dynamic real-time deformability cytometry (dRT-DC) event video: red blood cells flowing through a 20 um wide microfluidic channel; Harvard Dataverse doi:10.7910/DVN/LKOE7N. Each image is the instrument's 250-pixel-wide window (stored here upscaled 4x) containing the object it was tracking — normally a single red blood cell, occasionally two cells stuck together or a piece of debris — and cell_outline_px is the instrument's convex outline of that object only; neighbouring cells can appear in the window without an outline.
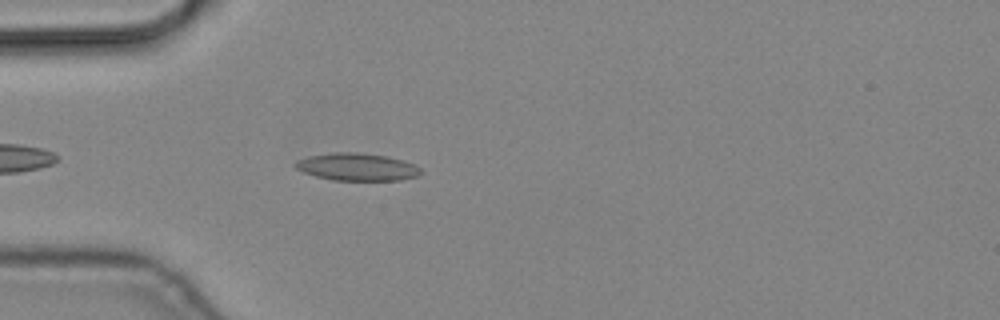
{"species": "common noctule bat (a hibernating species)", "species_latin": "Nyctalus noctula", "temperature_condition": "cold", "stored_images_in_passage": 5, "camera_frame_rate_fps": 3000, "um_per_image_px": 0.085, "animal": {"sex": "male", "body_mass_g": 19.2, "forearm_length_mm": 51.8}, "frame": {"image": 1, "passage_image": 5, "time_ms": 1.333, "image_size_px": [1000, 320], "cell_outline_px": [[420, 172], [416, 176], [400, 180], [332, 180], [316, 176], [304, 172], [296, 168], [292, 164], [296, 160], [308, 156], [336, 152], [356, 152], [384, 156], [404, 160], [416, 164], [420, 168]], "centroid_in_image_um": [30.32, 14.18], "position_along_channel_um": 54.7, "area_um2": 20.0}}